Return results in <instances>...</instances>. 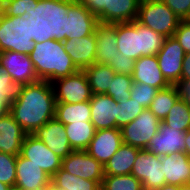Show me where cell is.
Wrapping results in <instances>:
<instances>
[{
    "mask_svg": "<svg viewBox=\"0 0 190 190\" xmlns=\"http://www.w3.org/2000/svg\"><path fill=\"white\" fill-rule=\"evenodd\" d=\"M55 111L53 86L45 80L24 85L21 95L10 107V114L27 134H33L55 118Z\"/></svg>",
    "mask_w": 190,
    "mask_h": 190,
    "instance_id": "6da1fadb",
    "label": "cell"
},
{
    "mask_svg": "<svg viewBox=\"0 0 190 190\" xmlns=\"http://www.w3.org/2000/svg\"><path fill=\"white\" fill-rule=\"evenodd\" d=\"M75 0H38L37 7L26 15L30 38L36 43L51 39L67 40V11Z\"/></svg>",
    "mask_w": 190,
    "mask_h": 190,
    "instance_id": "7a4b0ae2",
    "label": "cell"
},
{
    "mask_svg": "<svg viewBox=\"0 0 190 190\" xmlns=\"http://www.w3.org/2000/svg\"><path fill=\"white\" fill-rule=\"evenodd\" d=\"M29 56L39 80L52 83L79 71L67 54L62 41L51 39L35 43Z\"/></svg>",
    "mask_w": 190,
    "mask_h": 190,
    "instance_id": "3957f363",
    "label": "cell"
},
{
    "mask_svg": "<svg viewBox=\"0 0 190 190\" xmlns=\"http://www.w3.org/2000/svg\"><path fill=\"white\" fill-rule=\"evenodd\" d=\"M35 43L30 38L26 16H6L0 11V52L15 51L30 55Z\"/></svg>",
    "mask_w": 190,
    "mask_h": 190,
    "instance_id": "277c9868",
    "label": "cell"
},
{
    "mask_svg": "<svg viewBox=\"0 0 190 190\" xmlns=\"http://www.w3.org/2000/svg\"><path fill=\"white\" fill-rule=\"evenodd\" d=\"M136 21L167 38L174 35L181 20L162 0H143Z\"/></svg>",
    "mask_w": 190,
    "mask_h": 190,
    "instance_id": "5b68a950",
    "label": "cell"
},
{
    "mask_svg": "<svg viewBox=\"0 0 190 190\" xmlns=\"http://www.w3.org/2000/svg\"><path fill=\"white\" fill-rule=\"evenodd\" d=\"M160 123L151 110L145 108L135 120L121 128L123 143L146 149L150 140L157 134Z\"/></svg>",
    "mask_w": 190,
    "mask_h": 190,
    "instance_id": "8992f818",
    "label": "cell"
},
{
    "mask_svg": "<svg viewBox=\"0 0 190 190\" xmlns=\"http://www.w3.org/2000/svg\"><path fill=\"white\" fill-rule=\"evenodd\" d=\"M56 103L77 104L90 101L91 87L83 70L52 82Z\"/></svg>",
    "mask_w": 190,
    "mask_h": 190,
    "instance_id": "52a82bcc",
    "label": "cell"
},
{
    "mask_svg": "<svg viewBox=\"0 0 190 190\" xmlns=\"http://www.w3.org/2000/svg\"><path fill=\"white\" fill-rule=\"evenodd\" d=\"M131 174L142 182L144 190H155L165 185L161 157L147 149H139Z\"/></svg>",
    "mask_w": 190,
    "mask_h": 190,
    "instance_id": "ba28073f",
    "label": "cell"
},
{
    "mask_svg": "<svg viewBox=\"0 0 190 190\" xmlns=\"http://www.w3.org/2000/svg\"><path fill=\"white\" fill-rule=\"evenodd\" d=\"M20 154L39 166L50 177L61 168L62 159L33 134L25 136Z\"/></svg>",
    "mask_w": 190,
    "mask_h": 190,
    "instance_id": "9c48e42d",
    "label": "cell"
},
{
    "mask_svg": "<svg viewBox=\"0 0 190 190\" xmlns=\"http://www.w3.org/2000/svg\"><path fill=\"white\" fill-rule=\"evenodd\" d=\"M185 52L174 36L167 37L157 53L159 68L170 85L181 82V72Z\"/></svg>",
    "mask_w": 190,
    "mask_h": 190,
    "instance_id": "30bf717a",
    "label": "cell"
},
{
    "mask_svg": "<svg viewBox=\"0 0 190 190\" xmlns=\"http://www.w3.org/2000/svg\"><path fill=\"white\" fill-rule=\"evenodd\" d=\"M61 167L73 176L97 181L100 185L104 178V165L90 156L86 150H73L62 159Z\"/></svg>",
    "mask_w": 190,
    "mask_h": 190,
    "instance_id": "8fae6325",
    "label": "cell"
},
{
    "mask_svg": "<svg viewBox=\"0 0 190 190\" xmlns=\"http://www.w3.org/2000/svg\"><path fill=\"white\" fill-rule=\"evenodd\" d=\"M0 66L13 81L24 85L39 81L29 55L15 51L0 52Z\"/></svg>",
    "mask_w": 190,
    "mask_h": 190,
    "instance_id": "7c38bea8",
    "label": "cell"
},
{
    "mask_svg": "<svg viewBox=\"0 0 190 190\" xmlns=\"http://www.w3.org/2000/svg\"><path fill=\"white\" fill-rule=\"evenodd\" d=\"M123 144L120 128L96 130L86 152L102 165L117 152Z\"/></svg>",
    "mask_w": 190,
    "mask_h": 190,
    "instance_id": "4fadbf2b",
    "label": "cell"
},
{
    "mask_svg": "<svg viewBox=\"0 0 190 190\" xmlns=\"http://www.w3.org/2000/svg\"><path fill=\"white\" fill-rule=\"evenodd\" d=\"M185 134L186 132L171 128L161 121L157 134L146 149L160 157L185 152Z\"/></svg>",
    "mask_w": 190,
    "mask_h": 190,
    "instance_id": "5bb4252c",
    "label": "cell"
},
{
    "mask_svg": "<svg viewBox=\"0 0 190 190\" xmlns=\"http://www.w3.org/2000/svg\"><path fill=\"white\" fill-rule=\"evenodd\" d=\"M67 20V39L81 38L95 33L99 23L96 15L92 14L82 3L75 0L69 7Z\"/></svg>",
    "mask_w": 190,
    "mask_h": 190,
    "instance_id": "9a60e30c",
    "label": "cell"
},
{
    "mask_svg": "<svg viewBox=\"0 0 190 190\" xmlns=\"http://www.w3.org/2000/svg\"><path fill=\"white\" fill-rule=\"evenodd\" d=\"M90 108L95 130L118 128L117 101L112 97L107 94H93Z\"/></svg>",
    "mask_w": 190,
    "mask_h": 190,
    "instance_id": "2e32d148",
    "label": "cell"
},
{
    "mask_svg": "<svg viewBox=\"0 0 190 190\" xmlns=\"http://www.w3.org/2000/svg\"><path fill=\"white\" fill-rule=\"evenodd\" d=\"M33 135L61 159H64L73 151L67 138L65 126L56 118L49 120L44 126L38 128Z\"/></svg>",
    "mask_w": 190,
    "mask_h": 190,
    "instance_id": "e0dca14e",
    "label": "cell"
},
{
    "mask_svg": "<svg viewBox=\"0 0 190 190\" xmlns=\"http://www.w3.org/2000/svg\"><path fill=\"white\" fill-rule=\"evenodd\" d=\"M51 177L39 166L35 165L21 154L16 159V183L14 190H37L48 186Z\"/></svg>",
    "mask_w": 190,
    "mask_h": 190,
    "instance_id": "ac0fdd59",
    "label": "cell"
},
{
    "mask_svg": "<svg viewBox=\"0 0 190 190\" xmlns=\"http://www.w3.org/2000/svg\"><path fill=\"white\" fill-rule=\"evenodd\" d=\"M117 35V48L121 55L135 61L142 57V42L140 23L133 22L115 23Z\"/></svg>",
    "mask_w": 190,
    "mask_h": 190,
    "instance_id": "d6986e66",
    "label": "cell"
},
{
    "mask_svg": "<svg viewBox=\"0 0 190 190\" xmlns=\"http://www.w3.org/2000/svg\"><path fill=\"white\" fill-rule=\"evenodd\" d=\"M63 45L79 70H84L95 63L97 49L95 33L81 38L67 39Z\"/></svg>",
    "mask_w": 190,
    "mask_h": 190,
    "instance_id": "ffe728a7",
    "label": "cell"
},
{
    "mask_svg": "<svg viewBox=\"0 0 190 190\" xmlns=\"http://www.w3.org/2000/svg\"><path fill=\"white\" fill-rule=\"evenodd\" d=\"M165 184L182 186L190 184V157L185 153L161 156Z\"/></svg>",
    "mask_w": 190,
    "mask_h": 190,
    "instance_id": "44dd1931",
    "label": "cell"
},
{
    "mask_svg": "<svg viewBox=\"0 0 190 190\" xmlns=\"http://www.w3.org/2000/svg\"><path fill=\"white\" fill-rule=\"evenodd\" d=\"M132 79L133 82L150 85L159 90L170 86L159 68L157 55L142 56L136 60Z\"/></svg>",
    "mask_w": 190,
    "mask_h": 190,
    "instance_id": "7402d4cb",
    "label": "cell"
},
{
    "mask_svg": "<svg viewBox=\"0 0 190 190\" xmlns=\"http://www.w3.org/2000/svg\"><path fill=\"white\" fill-rule=\"evenodd\" d=\"M95 36L97 41L95 63L111 65L113 58L119 55L115 23L99 22L96 25Z\"/></svg>",
    "mask_w": 190,
    "mask_h": 190,
    "instance_id": "603a6c76",
    "label": "cell"
},
{
    "mask_svg": "<svg viewBox=\"0 0 190 190\" xmlns=\"http://www.w3.org/2000/svg\"><path fill=\"white\" fill-rule=\"evenodd\" d=\"M26 135L10 113L0 118V152L19 155Z\"/></svg>",
    "mask_w": 190,
    "mask_h": 190,
    "instance_id": "cb8c5ba5",
    "label": "cell"
},
{
    "mask_svg": "<svg viewBox=\"0 0 190 190\" xmlns=\"http://www.w3.org/2000/svg\"><path fill=\"white\" fill-rule=\"evenodd\" d=\"M139 148L122 144L117 152L105 163L104 176L131 174Z\"/></svg>",
    "mask_w": 190,
    "mask_h": 190,
    "instance_id": "d4e9b609",
    "label": "cell"
},
{
    "mask_svg": "<svg viewBox=\"0 0 190 190\" xmlns=\"http://www.w3.org/2000/svg\"><path fill=\"white\" fill-rule=\"evenodd\" d=\"M55 118L63 125L91 121L90 101L77 104L56 103Z\"/></svg>",
    "mask_w": 190,
    "mask_h": 190,
    "instance_id": "484cf974",
    "label": "cell"
},
{
    "mask_svg": "<svg viewBox=\"0 0 190 190\" xmlns=\"http://www.w3.org/2000/svg\"><path fill=\"white\" fill-rule=\"evenodd\" d=\"M83 71L87 75L93 94H106L116 74L109 65L98 63L86 67Z\"/></svg>",
    "mask_w": 190,
    "mask_h": 190,
    "instance_id": "4316f807",
    "label": "cell"
},
{
    "mask_svg": "<svg viewBox=\"0 0 190 190\" xmlns=\"http://www.w3.org/2000/svg\"><path fill=\"white\" fill-rule=\"evenodd\" d=\"M140 0H108V23L133 22L138 15Z\"/></svg>",
    "mask_w": 190,
    "mask_h": 190,
    "instance_id": "83f0119b",
    "label": "cell"
},
{
    "mask_svg": "<svg viewBox=\"0 0 190 190\" xmlns=\"http://www.w3.org/2000/svg\"><path fill=\"white\" fill-rule=\"evenodd\" d=\"M64 126L71 148L86 150L96 131L92 122H75Z\"/></svg>",
    "mask_w": 190,
    "mask_h": 190,
    "instance_id": "f1b7e54d",
    "label": "cell"
},
{
    "mask_svg": "<svg viewBox=\"0 0 190 190\" xmlns=\"http://www.w3.org/2000/svg\"><path fill=\"white\" fill-rule=\"evenodd\" d=\"M51 184L60 190H101L97 181L73 176L62 167L51 177Z\"/></svg>",
    "mask_w": 190,
    "mask_h": 190,
    "instance_id": "f546056e",
    "label": "cell"
},
{
    "mask_svg": "<svg viewBox=\"0 0 190 190\" xmlns=\"http://www.w3.org/2000/svg\"><path fill=\"white\" fill-rule=\"evenodd\" d=\"M179 98L180 91L178 86L170 85L168 88L157 92L149 109L160 121H163Z\"/></svg>",
    "mask_w": 190,
    "mask_h": 190,
    "instance_id": "4dcf8cb0",
    "label": "cell"
},
{
    "mask_svg": "<svg viewBox=\"0 0 190 190\" xmlns=\"http://www.w3.org/2000/svg\"><path fill=\"white\" fill-rule=\"evenodd\" d=\"M165 125L186 132L190 129V104L181 97L162 121Z\"/></svg>",
    "mask_w": 190,
    "mask_h": 190,
    "instance_id": "1f68e13d",
    "label": "cell"
},
{
    "mask_svg": "<svg viewBox=\"0 0 190 190\" xmlns=\"http://www.w3.org/2000/svg\"><path fill=\"white\" fill-rule=\"evenodd\" d=\"M101 190H144L142 182L129 175L104 176Z\"/></svg>",
    "mask_w": 190,
    "mask_h": 190,
    "instance_id": "d6a6232c",
    "label": "cell"
},
{
    "mask_svg": "<svg viewBox=\"0 0 190 190\" xmlns=\"http://www.w3.org/2000/svg\"><path fill=\"white\" fill-rule=\"evenodd\" d=\"M140 33L142 42V56L147 57L157 55L161 47L164 45L166 37L142 24H140Z\"/></svg>",
    "mask_w": 190,
    "mask_h": 190,
    "instance_id": "836d02e7",
    "label": "cell"
},
{
    "mask_svg": "<svg viewBox=\"0 0 190 190\" xmlns=\"http://www.w3.org/2000/svg\"><path fill=\"white\" fill-rule=\"evenodd\" d=\"M24 84L13 81L6 71L0 66V100L15 102L22 93Z\"/></svg>",
    "mask_w": 190,
    "mask_h": 190,
    "instance_id": "e575fe53",
    "label": "cell"
},
{
    "mask_svg": "<svg viewBox=\"0 0 190 190\" xmlns=\"http://www.w3.org/2000/svg\"><path fill=\"white\" fill-rule=\"evenodd\" d=\"M133 85L132 76L115 74L113 81L110 84V88L107 91V95L112 97L114 100H127L131 96V88Z\"/></svg>",
    "mask_w": 190,
    "mask_h": 190,
    "instance_id": "d590c367",
    "label": "cell"
},
{
    "mask_svg": "<svg viewBox=\"0 0 190 190\" xmlns=\"http://www.w3.org/2000/svg\"><path fill=\"white\" fill-rule=\"evenodd\" d=\"M118 107V128H122L124 125L129 124L135 120L140 113L145 109L138 104L135 100L128 98L127 100L117 101Z\"/></svg>",
    "mask_w": 190,
    "mask_h": 190,
    "instance_id": "8d00e7d4",
    "label": "cell"
},
{
    "mask_svg": "<svg viewBox=\"0 0 190 190\" xmlns=\"http://www.w3.org/2000/svg\"><path fill=\"white\" fill-rule=\"evenodd\" d=\"M38 0H3L0 3V11L6 16H26L35 7Z\"/></svg>",
    "mask_w": 190,
    "mask_h": 190,
    "instance_id": "74e56055",
    "label": "cell"
},
{
    "mask_svg": "<svg viewBox=\"0 0 190 190\" xmlns=\"http://www.w3.org/2000/svg\"><path fill=\"white\" fill-rule=\"evenodd\" d=\"M16 159L15 155L0 152V182L13 190L16 183Z\"/></svg>",
    "mask_w": 190,
    "mask_h": 190,
    "instance_id": "f35d334b",
    "label": "cell"
},
{
    "mask_svg": "<svg viewBox=\"0 0 190 190\" xmlns=\"http://www.w3.org/2000/svg\"><path fill=\"white\" fill-rule=\"evenodd\" d=\"M158 91L159 89L151 87L150 85L133 82L132 88L130 90V98L135 100L144 108H149Z\"/></svg>",
    "mask_w": 190,
    "mask_h": 190,
    "instance_id": "ab89813d",
    "label": "cell"
},
{
    "mask_svg": "<svg viewBox=\"0 0 190 190\" xmlns=\"http://www.w3.org/2000/svg\"><path fill=\"white\" fill-rule=\"evenodd\" d=\"M92 14L96 15L101 23H108V0H78Z\"/></svg>",
    "mask_w": 190,
    "mask_h": 190,
    "instance_id": "60d3db41",
    "label": "cell"
},
{
    "mask_svg": "<svg viewBox=\"0 0 190 190\" xmlns=\"http://www.w3.org/2000/svg\"><path fill=\"white\" fill-rule=\"evenodd\" d=\"M116 74H123L132 76L135 66V60L124 55H116L113 60L112 64L109 65Z\"/></svg>",
    "mask_w": 190,
    "mask_h": 190,
    "instance_id": "b9f144b4",
    "label": "cell"
},
{
    "mask_svg": "<svg viewBox=\"0 0 190 190\" xmlns=\"http://www.w3.org/2000/svg\"><path fill=\"white\" fill-rule=\"evenodd\" d=\"M173 36L183 47L184 52L190 53V20H181Z\"/></svg>",
    "mask_w": 190,
    "mask_h": 190,
    "instance_id": "7bdbcfd3",
    "label": "cell"
},
{
    "mask_svg": "<svg viewBox=\"0 0 190 190\" xmlns=\"http://www.w3.org/2000/svg\"><path fill=\"white\" fill-rule=\"evenodd\" d=\"M180 20H190V0H162Z\"/></svg>",
    "mask_w": 190,
    "mask_h": 190,
    "instance_id": "ee69618b",
    "label": "cell"
},
{
    "mask_svg": "<svg viewBox=\"0 0 190 190\" xmlns=\"http://www.w3.org/2000/svg\"><path fill=\"white\" fill-rule=\"evenodd\" d=\"M188 81H190V53H185L181 72V82Z\"/></svg>",
    "mask_w": 190,
    "mask_h": 190,
    "instance_id": "f6af8a7d",
    "label": "cell"
},
{
    "mask_svg": "<svg viewBox=\"0 0 190 190\" xmlns=\"http://www.w3.org/2000/svg\"><path fill=\"white\" fill-rule=\"evenodd\" d=\"M180 97L190 104V81L180 82L178 85Z\"/></svg>",
    "mask_w": 190,
    "mask_h": 190,
    "instance_id": "bcb514c9",
    "label": "cell"
},
{
    "mask_svg": "<svg viewBox=\"0 0 190 190\" xmlns=\"http://www.w3.org/2000/svg\"><path fill=\"white\" fill-rule=\"evenodd\" d=\"M11 103L8 100H0V118L10 113Z\"/></svg>",
    "mask_w": 190,
    "mask_h": 190,
    "instance_id": "7dc6e473",
    "label": "cell"
},
{
    "mask_svg": "<svg viewBox=\"0 0 190 190\" xmlns=\"http://www.w3.org/2000/svg\"><path fill=\"white\" fill-rule=\"evenodd\" d=\"M185 153L190 157V129L185 134Z\"/></svg>",
    "mask_w": 190,
    "mask_h": 190,
    "instance_id": "c3c4849f",
    "label": "cell"
},
{
    "mask_svg": "<svg viewBox=\"0 0 190 190\" xmlns=\"http://www.w3.org/2000/svg\"><path fill=\"white\" fill-rule=\"evenodd\" d=\"M155 190H179V186L165 184Z\"/></svg>",
    "mask_w": 190,
    "mask_h": 190,
    "instance_id": "681fc988",
    "label": "cell"
},
{
    "mask_svg": "<svg viewBox=\"0 0 190 190\" xmlns=\"http://www.w3.org/2000/svg\"><path fill=\"white\" fill-rule=\"evenodd\" d=\"M37 190H60L58 188H56L53 184H49L48 186H46L45 188L42 189H37Z\"/></svg>",
    "mask_w": 190,
    "mask_h": 190,
    "instance_id": "f907efd6",
    "label": "cell"
},
{
    "mask_svg": "<svg viewBox=\"0 0 190 190\" xmlns=\"http://www.w3.org/2000/svg\"><path fill=\"white\" fill-rule=\"evenodd\" d=\"M0 190H13V189L7 184L0 182Z\"/></svg>",
    "mask_w": 190,
    "mask_h": 190,
    "instance_id": "816d5d0a",
    "label": "cell"
},
{
    "mask_svg": "<svg viewBox=\"0 0 190 190\" xmlns=\"http://www.w3.org/2000/svg\"><path fill=\"white\" fill-rule=\"evenodd\" d=\"M179 190H190V184L179 186Z\"/></svg>",
    "mask_w": 190,
    "mask_h": 190,
    "instance_id": "f5cc1de1",
    "label": "cell"
}]
</instances>
